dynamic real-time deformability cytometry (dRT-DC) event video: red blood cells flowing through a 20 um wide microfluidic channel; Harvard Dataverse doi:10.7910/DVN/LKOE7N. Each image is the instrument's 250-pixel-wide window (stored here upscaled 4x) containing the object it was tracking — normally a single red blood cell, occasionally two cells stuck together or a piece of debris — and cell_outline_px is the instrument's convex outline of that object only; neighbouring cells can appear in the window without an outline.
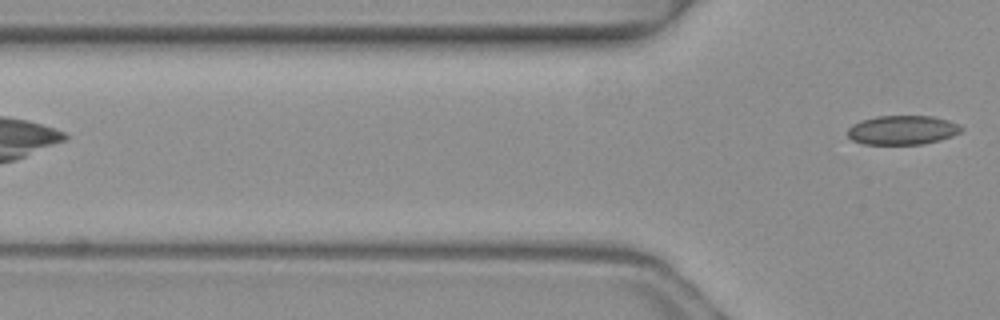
{"species": "common noctule bat (a hibernating species)", "species_latin": "Nyctalus noctula", "temperature_condition": "warm", "stored_images_in_passage": 2, "camera_frame_rate_fps": 3000, "um_per_image_px": 0.085, "animal": {"sex": "female", "body_mass_g": 19.3, "forearm_length_mm": 54.1}, "frame": {"image": 1, "passage_image": 2, "time_ms": 0.333, "image_size_px": [1000, 320], "cell_outline_px": [[964, 128], [960, 132], [952, 136], [940, 140], [924, 144], [864, 144], [852, 140], [848, 136], [848, 128], [852, 124], [860, 120], [876, 116], [932, 116], [948, 120], [960, 124]], "centroid_in_image_um": [76.71, 11.05], "position_along_channel_um": 49.1, "area_um2": 19.48}}